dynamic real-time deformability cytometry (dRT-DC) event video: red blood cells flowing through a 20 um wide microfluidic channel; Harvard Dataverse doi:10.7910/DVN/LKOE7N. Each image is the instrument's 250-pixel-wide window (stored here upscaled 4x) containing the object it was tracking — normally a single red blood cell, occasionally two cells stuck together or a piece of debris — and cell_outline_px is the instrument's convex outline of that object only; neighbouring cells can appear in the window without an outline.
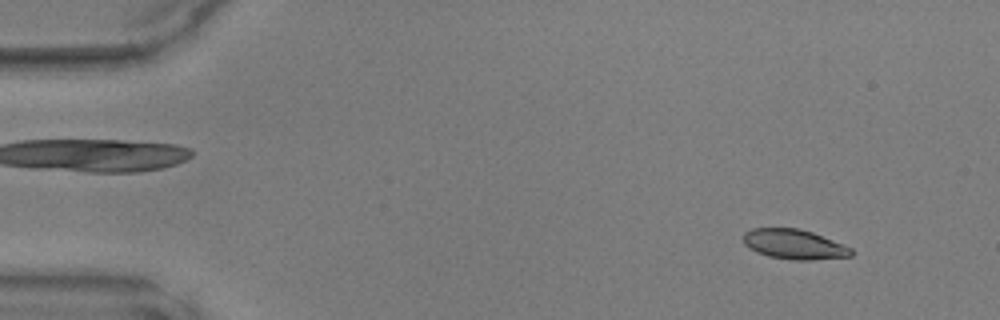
{"species": "common noctule bat (a hibernating species)", "species_latin": "Nyctalus noctula", "temperature_condition": "warm", "stored_images_in_passage": 47, "camera_frame_rate_fps": 3000, "um_per_image_px": 0.085, "animal": {"sex": "male", "body_mass_g": 17.9, "forearm_length_mm": 54.2}, "frame": {"image": 1, "passage_image": 4, "time_ms": 1.0, "image_size_px": [1000, 320], "cell_outline_px": [[852, 256], [812, 260], [792, 260], [768, 256], [756, 252], [744, 244], [744, 232], [752, 228], [800, 228], [812, 232], [852, 248]], "centroid_in_image_um": [67.49, 20.76], "position_along_channel_um": 17.5, "area_um2": 18.73}}
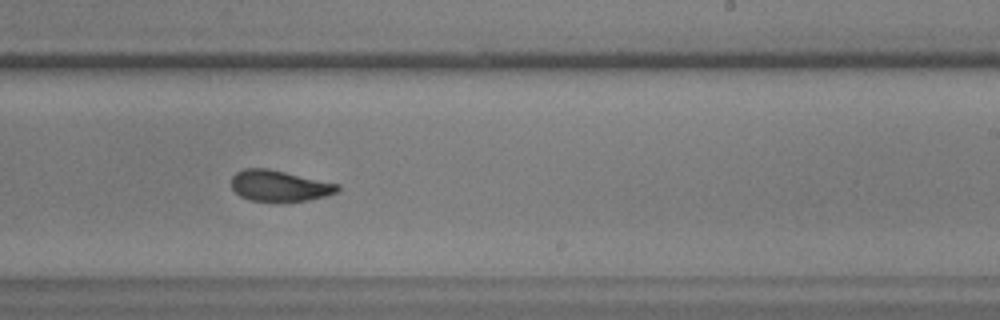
{"frame": {"image": 2, "passage_image": 29, "time_ms": 9.333, "image_size_px": [1000, 320], "cell_outline_px": [[340, 192], [328, 196], [308, 200], [248, 200], [240, 196], [232, 188], [232, 176], [236, 172], [244, 168], [268, 168], [340, 184]], "centroid_in_image_um": [23.79, 15.77], "position_along_channel_um": 265.2, "area_um2": 19.13}}
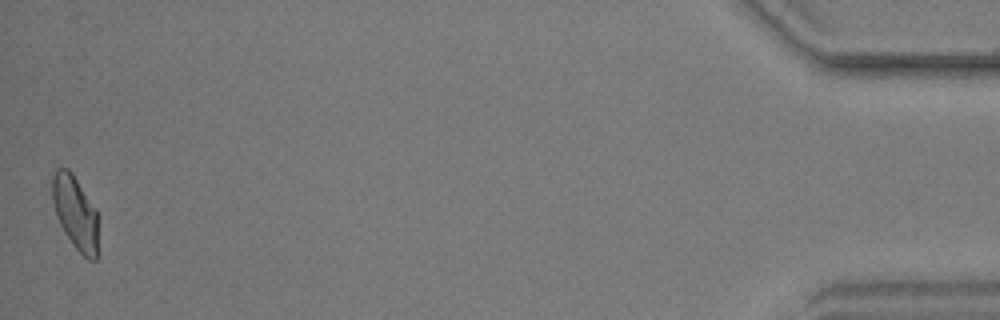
{"frame": {"image": 3, "passage_image": 47, "time_ms": 15.333, "image_size_px": [1000, 320], "cell_outline_px": [[100, 216], [96, 260], [88, 260], [72, 244], [64, 232], [56, 216], [52, 200], [52, 176], [56, 168], [68, 168], [72, 172]], "centroid_in_image_um": [6.42, 18.09], "position_along_channel_um": 428.8, "area_um2": 20.06}}